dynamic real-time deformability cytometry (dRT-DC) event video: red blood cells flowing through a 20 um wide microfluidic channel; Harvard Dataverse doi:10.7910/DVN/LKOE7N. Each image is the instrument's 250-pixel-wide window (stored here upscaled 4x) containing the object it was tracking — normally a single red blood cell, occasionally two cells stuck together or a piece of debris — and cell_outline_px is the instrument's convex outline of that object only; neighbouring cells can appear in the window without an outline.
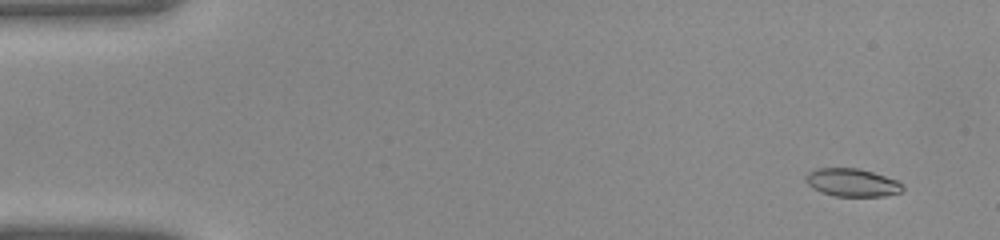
{"species": "common noctule bat (a hibernating species)", "species_latin": "Nyctalus noctula", "temperature_condition": "warm", "stored_images_in_passage": 41, "camera_frame_rate_fps": 3000, "um_per_image_px": 0.085, "animal": {"sex": "female", "body_mass_g": 22.0, "forearm_length_mm": 56.7}, "frame": {"image": 1, "passage_image": 3, "time_ms": 0.667, "image_size_px": [1000, 240], "cell_outline_px": [[904, 188], [900, 192], [884, 196], [836, 196], [820, 192], [812, 188], [804, 180], [804, 176], [808, 172], [816, 168], [856, 168], [872, 172], [896, 180]], "centroid_in_image_um": [72.36, 15.51], "position_along_channel_um": 12.6, "area_um2": 15.72}}
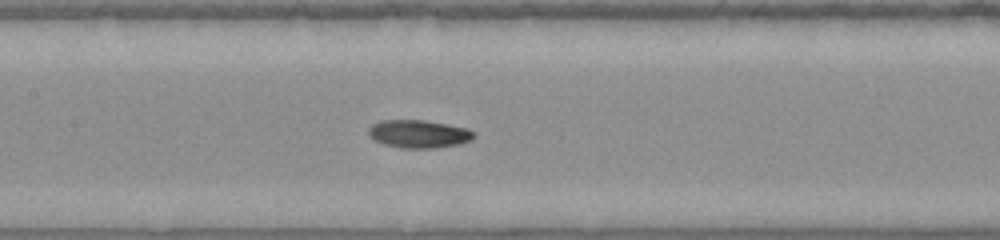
{"frame": {"image": 2, "passage_image": 20, "time_ms": 6.333, "image_size_px": [1000, 240], "cell_outline_px": [[476, 136], [472, 140], [460, 144], [436, 148], [400, 148], [384, 144], [368, 136], [368, 128], [372, 124], [380, 120], [424, 120], [468, 128]], "centroid_in_image_um": [35.59, 11.38], "position_along_channel_um": 171.8, "area_um2": 17.28}}
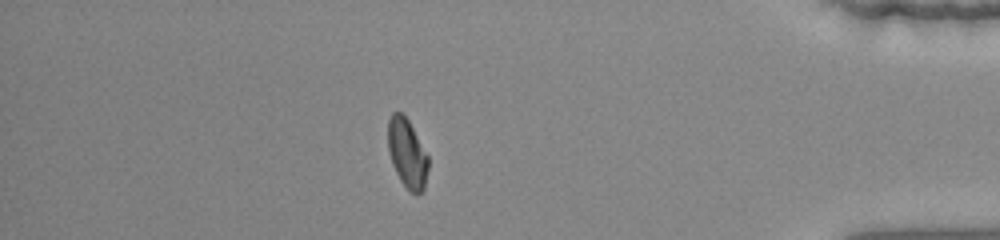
{"frame": {"image": 3, "passage_image": 36, "time_ms": 11.667, "image_size_px": [1000, 240], "cell_outline_px": [[428, 168], [424, 188], [416, 196], [400, 180], [392, 164], [388, 148], [388, 120], [392, 112], [400, 112], [408, 120], [428, 156]], "centroid_in_image_um": [34.6, 13.03], "position_along_channel_um": 400.6, "area_um2": 15.95}}